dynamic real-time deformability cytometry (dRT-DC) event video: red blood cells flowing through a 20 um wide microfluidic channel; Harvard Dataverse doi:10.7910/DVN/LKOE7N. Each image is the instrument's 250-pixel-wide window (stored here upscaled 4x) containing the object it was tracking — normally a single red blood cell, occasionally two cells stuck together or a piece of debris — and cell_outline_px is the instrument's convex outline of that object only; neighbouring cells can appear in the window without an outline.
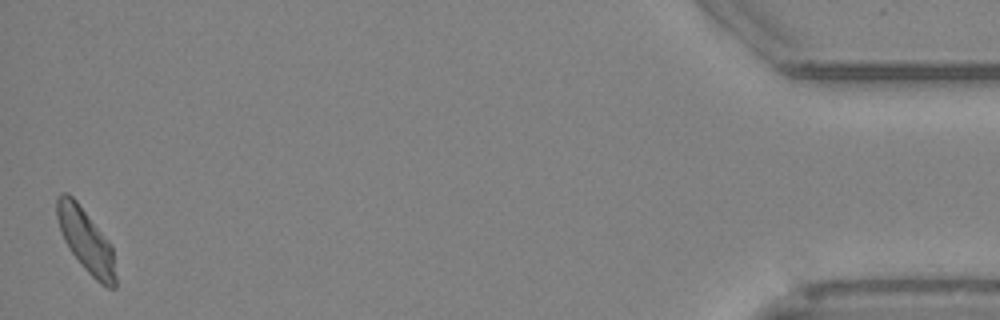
{"species": "Egyptian fruit bat (a non-hibernating species)", "species_latin": "Rousettus aegyptiacus", "temperature_condition": "cold", "stored_images_in_passage": 48, "camera_frame_rate_fps": 3000, "um_per_image_px": 0.085, "animal": {"sex": "female"}, "frame": {"image": 1, "passage_image": 48, "time_ms": 15.667, "image_size_px": [1000, 320], "cell_outline_px": [[116, 288], [108, 288], [100, 284], [84, 268], [72, 252], [64, 240], [56, 216], [56, 200], [60, 192], [68, 192], [76, 200], [108, 240], [112, 248], [116, 276]], "centroid_in_image_um": [7.3, 20.43], "position_along_channel_um": 427.9, "area_um2": 21.44}, "authors_computed_cell_mechanics": {"area_um2": 21.9062, "velocity_mm_per_s": 3.8466, "shape_relaxation_time_tau1_ms": 2.8271, "shape_relaxation_time_tau2_ms": 2.7354, "deformation_change_tau1": 0.1271, "deformation_change_tau2": 0.0939}}